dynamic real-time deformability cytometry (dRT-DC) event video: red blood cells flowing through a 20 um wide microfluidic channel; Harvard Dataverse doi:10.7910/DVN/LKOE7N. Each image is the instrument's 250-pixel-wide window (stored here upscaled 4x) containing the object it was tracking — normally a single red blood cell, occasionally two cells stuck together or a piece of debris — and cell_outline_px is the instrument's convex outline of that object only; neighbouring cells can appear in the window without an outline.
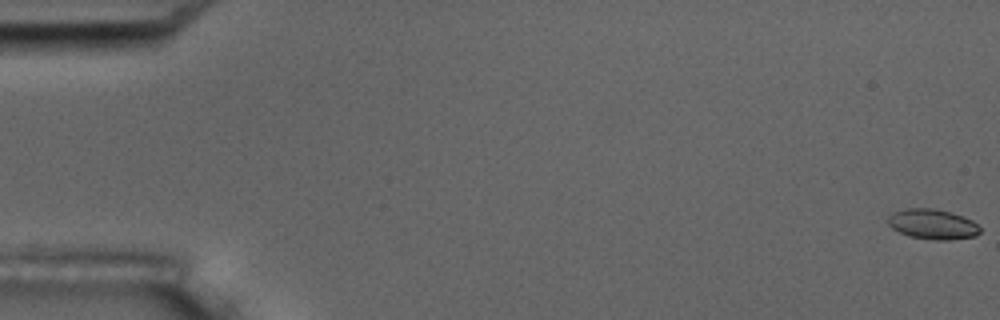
{"species": "common noctule bat (a hibernating species)", "species_latin": "Nyctalus noctula", "temperature_condition": "room temperature", "stored_images_in_passage": 5, "camera_frame_rate_fps": 3000, "um_per_image_px": 0.085, "animal": {"sex": "male", "body_mass_g": 17.5, "forearm_length_mm": 52.3}, "frame": {"image": 1, "passage_image": 1, "time_ms": 0.0, "image_size_px": [1000, 320], "cell_outline_px": [[980, 232], [976, 236], [948, 240], [936, 240], [908, 236], [892, 228], [888, 224], [888, 216], [892, 212], [908, 208], [932, 208], [952, 212], [964, 216], [972, 220], [980, 228]], "centroid_in_image_um": [79.27, 19.05], "position_along_channel_um": 5.7, "area_um2": 16.24}}
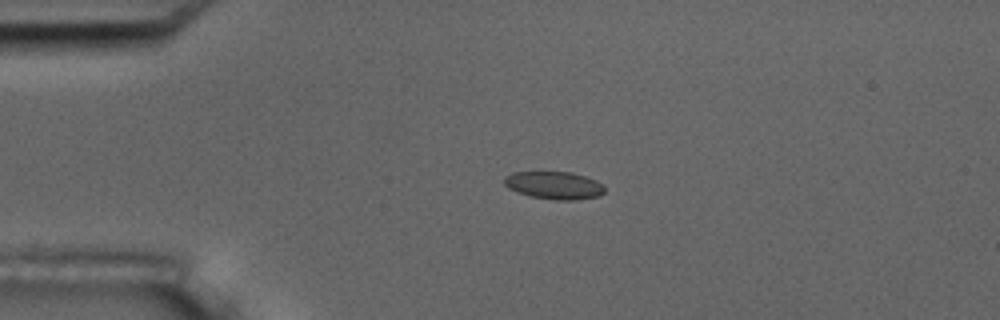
{"frame": {"image": 2, "passage_image": 4, "time_ms": 4.333, "image_size_px": [1000, 320], "cell_outline_px": [[604, 192], [600, 196], [576, 200], [556, 200], [532, 196], [508, 188], [504, 184], [504, 176], [512, 172], [572, 172], [596, 180], [604, 184]], "centroid_in_image_um": [47.13, 15.74], "position_along_channel_um": 37.9, "area_um2": 16.18}}